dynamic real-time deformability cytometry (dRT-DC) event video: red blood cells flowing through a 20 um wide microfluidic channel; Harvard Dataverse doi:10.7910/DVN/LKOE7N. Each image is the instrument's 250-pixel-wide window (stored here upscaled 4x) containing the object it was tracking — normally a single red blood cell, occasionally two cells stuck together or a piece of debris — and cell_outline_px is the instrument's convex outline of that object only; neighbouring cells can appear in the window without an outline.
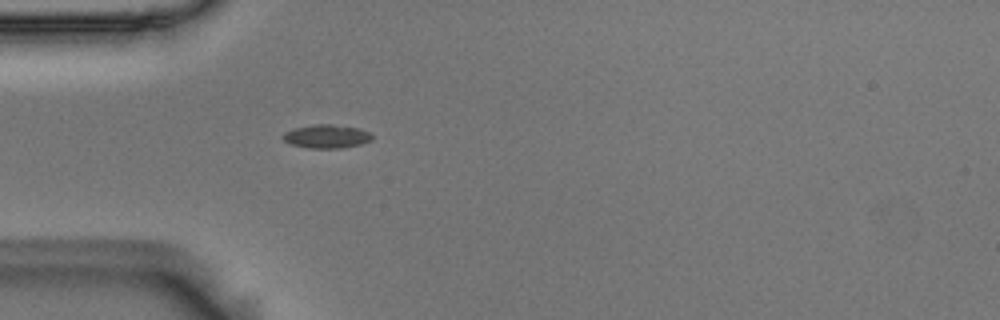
{"species": "Egyptian fruit bat (a non-hibernating species)", "species_latin": "Rousettus aegyptiacus", "temperature_condition": "room temperature", "stored_images_in_passage": 1, "camera_frame_rate_fps": 3000, "um_per_image_px": 0.085, "animal": {"sex": "male"}, "frame": {"image": 1, "passage_image": 1, "time_ms": 0.0, "image_size_px": [1000, 320], "cell_outline_px": [[372, 140], [360, 144], [340, 148], [312, 148], [292, 144], [284, 140], [280, 136], [284, 132], [296, 128], [312, 124], [332, 124], [360, 128], [368, 132], [372, 136]], "centroid_in_image_um": [27.75, 11.58], "position_along_channel_um": 57.2, "area_um2": 12.14}}